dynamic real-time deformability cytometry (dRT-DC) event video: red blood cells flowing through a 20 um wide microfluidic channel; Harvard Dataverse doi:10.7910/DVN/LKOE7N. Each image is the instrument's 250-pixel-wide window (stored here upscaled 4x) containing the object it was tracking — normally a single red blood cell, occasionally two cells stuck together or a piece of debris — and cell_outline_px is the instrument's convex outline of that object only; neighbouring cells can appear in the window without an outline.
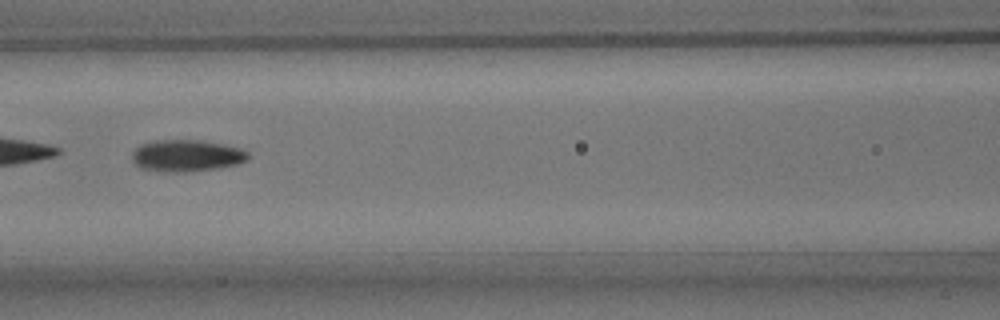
{"species": "common noctule bat (a hibernating species)", "species_latin": "Nyctalus noctula", "temperature_condition": "room temperature", "stored_images_in_passage": 5, "camera_frame_rate_fps": 3000, "um_per_image_px": 0.085, "animal": {"sex": "male", "body_mass_g": 15.6}, "frame": {"image": 1, "passage_image": 4, "time_ms": 3.667, "image_size_px": [1000, 320], "cell_outline_px": [[248, 160], [236, 164], [216, 168], [184, 172], [168, 172], [140, 168], [132, 160], [132, 152], [140, 144], [156, 140], [200, 140], [224, 144], [240, 148], [248, 152]], "centroid_in_image_um": [15.84, 13.22], "position_along_channel_um": 150.8, "area_um2": 21.44}}